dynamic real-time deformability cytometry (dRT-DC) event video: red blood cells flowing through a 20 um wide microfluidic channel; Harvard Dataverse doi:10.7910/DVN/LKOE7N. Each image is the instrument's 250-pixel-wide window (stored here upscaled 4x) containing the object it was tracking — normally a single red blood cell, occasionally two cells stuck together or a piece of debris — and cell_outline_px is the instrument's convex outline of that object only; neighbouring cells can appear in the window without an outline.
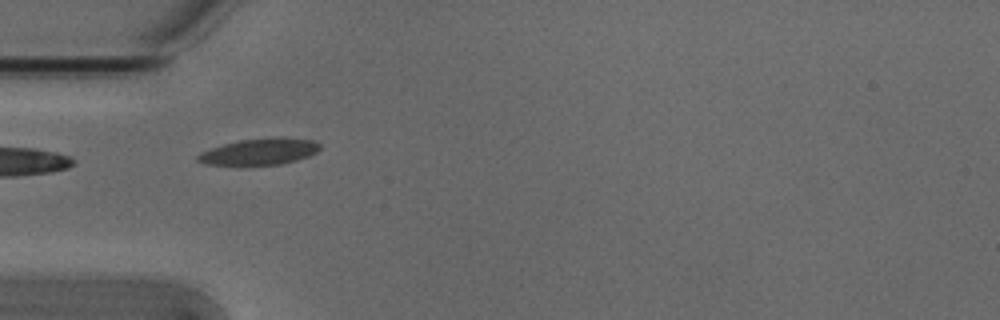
{"species": "Egyptian fruit bat (a non-hibernating species)", "species_latin": "Rousettus aegyptiacus", "temperature_condition": "cold", "stored_images_in_passage": 3, "camera_frame_rate_fps": 3000, "um_per_image_px": 0.085, "animal": {"sex": "male"}, "frame": {"image": 1, "passage_image": 1, "time_ms": 0.0, "image_size_px": [1000, 320], "cell_outline_px": [[320, 148], [316, 152], [308, 156], [296, 160], [280, 164], [244, 168], [240, 168], [204, 164], [196, 160], [196, 156], [200, 152], [224, 144], [240, 140], [276, 136], [280, 136], [312, 140], [320, 144]], "centroid_in_image_um": [21.99, 12.93], "position_along_channel_um": 63.0, "area_um2": 19.77}}
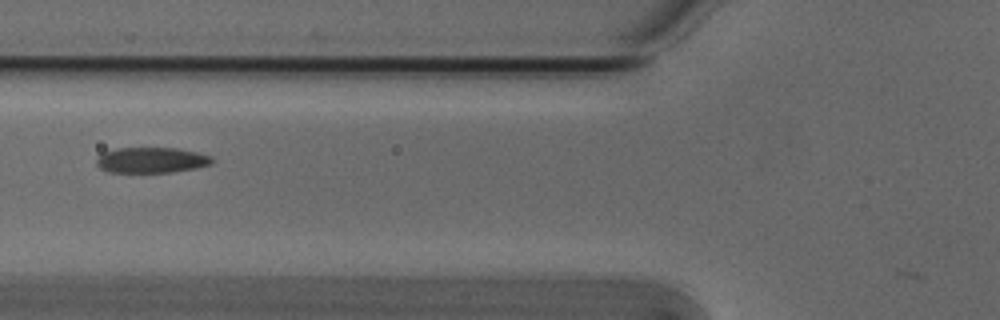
{"frame": {"image": 2, "passage_image": 2, "time_ms": 0.333, "image_size_px": [1000, 320], "cell_outline_px": [[212, 164], [196, 168], [172, 172], [108, 172], [100, 168], [96, 164], [96, 160], [104, 152], [116, 148], [176, 148], [196, 152], [212, 156]], "centroid_in_image_um": [12.87, 13.61], "position_along_channel_um": 112.9, "area_um2": 17.17}}